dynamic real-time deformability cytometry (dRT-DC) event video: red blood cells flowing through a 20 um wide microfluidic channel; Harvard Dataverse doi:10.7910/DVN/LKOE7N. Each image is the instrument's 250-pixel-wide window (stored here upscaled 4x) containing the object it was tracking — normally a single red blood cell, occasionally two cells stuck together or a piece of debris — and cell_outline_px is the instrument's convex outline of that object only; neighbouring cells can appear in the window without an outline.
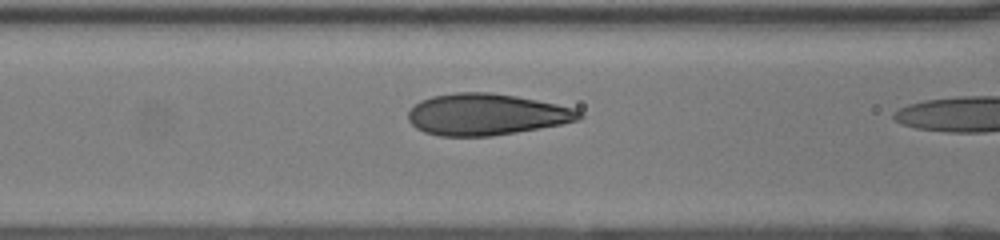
{"species": "human", "species_latin": "Homo sapiens", "temperature_condition": "room temperature", "stored_images_in_passage": 20, "camera_frame_rate_fps": 3000, "um_per_image_px": 0.085, "donor": {"sex": "female"}, "frame": {"image": 1, "passage_image": 19, "time_ms": 6.0, "image_size_px": [1000, 240], "cell_outline_px": [[584, 116], [580, 120], [560, 124], [516, 132], [492, 136], [440, 136], [424, 132], [416, 128], [408, 120], [408, 112], [420, 100], [432, 96], [456, 92], [488, 92], [516, 96], [556, 104], [572, 108], [580, 112]], "centroid_in_image_um": [41.31, 9.73], "position_along_channel_um": 125.3, "area_um2": 41.15}}